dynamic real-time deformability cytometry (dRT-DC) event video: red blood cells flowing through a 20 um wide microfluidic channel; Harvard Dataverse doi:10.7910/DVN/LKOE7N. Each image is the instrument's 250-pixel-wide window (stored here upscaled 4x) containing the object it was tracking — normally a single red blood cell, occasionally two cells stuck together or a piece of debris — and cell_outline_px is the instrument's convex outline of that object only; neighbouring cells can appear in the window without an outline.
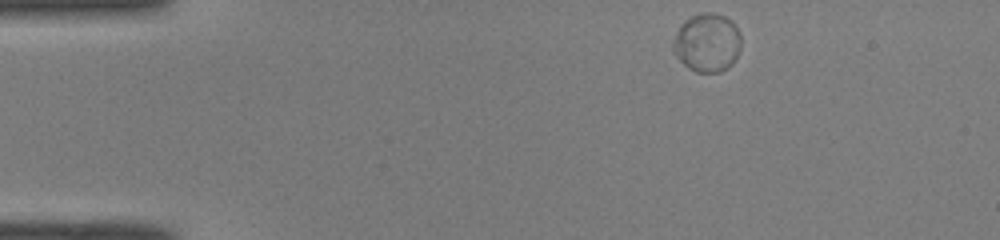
{"species": "common noctule bat (a hibernating species)", "species_latin": "Nyctalus noctula", "temperature_condition": "room temperature", "stored_images_in_passage": 44, "camera_frame_rate_fps": 3000, "um_per_image_px": 0.085, "animal": {"sex": "male", "body_mass_g": 19.0, "forearm_length_mm": 50.8}, "frame": {"image": 1, "passage_image": 1, "time_ms": 0.0, "image_size_px": [1000, 240], "cell_outline_px": [[740, 48], [732, 64], [728, 68], [720, 72], [696, 72], [688, 68], [676, 56], [672, 48], [672, 40], [680, 24], [684, 20], [700, 12], [712, 12], [724, 16], [732, 20], [740, 32]], "centroid_in_image_um": [60.09, 3.61], "position_along_channel_um": 24.9, "area_um2": 23.47}}
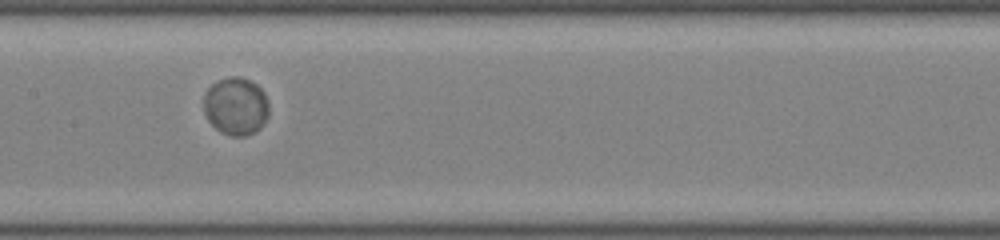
{"frame": {"image": 2, "passage_image": 19, "time_ms": 6.0, "image_size_px": [1000, 240], "cell_outline_px": [[268, 116], [260, 128], [244, 136], [232, 136], [220, 132], [208, 120], [204, 112], [204, 92], [216, 80], [232, 76], [240, 76], [256, 84], [264, 92], [268, 100]], "centroid_in_image_um": [20.04, 9.01], "position_along_channel_um": 187.4, "area_um2": 22.02}}
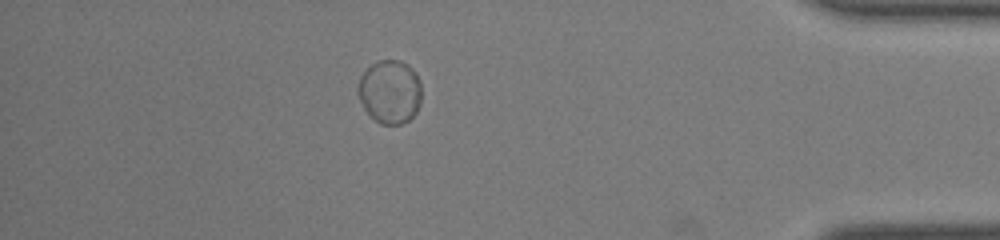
{"frame": {"image": 3, "passage_image": 38, "time_ms": 12.333, "image_size_px": [1000, 240], "cell_outline_px": [[420, 104], [416, 112], [408, 120], [400, 124], [380, 124], [364, 108], [360, 100], [356, 88], [360, 76], [372, 64], [380, 60], [400, 60], [408, 64], [416, 72], [420, 80]], "centroid_in_image_um": [33.14, 7.78], "position_along_channel_um": 402.1, "area_um2": 23.52}, "authors_computed_cell_mechanics": {"area_um2": 22.2819, "velocity_mm_per_s": 3.9731, "shape_relaxation_time_tau1_ms": 1.227, "shape_relaxation_time_tau2_ms": null, "deformation_change_tau1": 0.0243, "deformation_change_tau2": null}}